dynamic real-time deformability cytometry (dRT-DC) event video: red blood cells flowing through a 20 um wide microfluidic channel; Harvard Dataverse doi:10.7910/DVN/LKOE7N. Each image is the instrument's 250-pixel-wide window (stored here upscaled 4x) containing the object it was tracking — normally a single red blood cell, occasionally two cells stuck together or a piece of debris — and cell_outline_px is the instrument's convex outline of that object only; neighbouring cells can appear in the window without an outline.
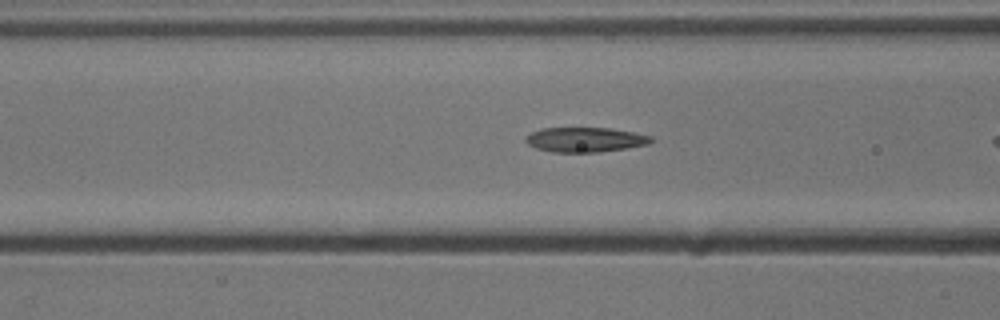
{"species": "common noctule bat (a hibernating species)", "species_latin": "Nyctalus noctula", "temperature_condition": "cold", "stored_images_in_passage": 33, "camera_frame_rate_fps": 3000, "um_per_image_px": 0.085, "animal": {"sex": "male", "body_mass_g": 13.3}, "frame": {"image": 1, "passage_image": 12, "time_ms": 3.667, "image_size_px": [1000, 320], "cell_outline_px": [[652, 140], [648, 144], [600, 152], [552, 152], [536, 148], [528, 144], [524, 140], [532, 132], [540, 128], [612, 128], [652, 136]], "centroid_in_image_um": [49.72, 11.87], "position_along_channel_um": 116.9, "area_um2": 17.92}}
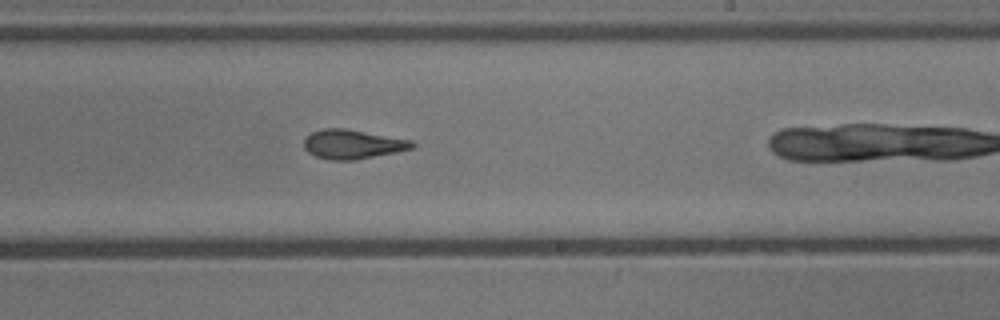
{"frame": {"image": 2, "passage_image": 23, "time_ms": 7.333, "image_size_px": [1000, 320], "cell_outline_px": [[416, 148], [396, 152], [352, 160], [328, 160], [316, 156], [308, 152], [304, 148], [304, 140], [312, 132], [324, 128], [344, 128], [412, 140], [416, 144]], "centroid_in_image_um": [29.99, 12.26], "position_along_channel_um": 259.0, "area_um2": 18.38}}
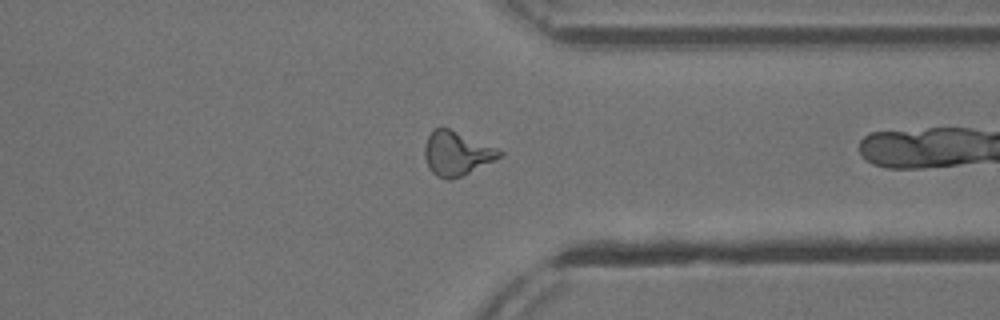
{"frame": {"image": 3, "passage_image": 32, "time_ms": 10.333, "image_size_px": [1000, 320], "cell_outline_px": [[504, 156], [452, 180], [444, 180], [436, 176], [428, 168], [424, 156], [424, 148], [428, 136], [432, 128], [448, 128], [496, 148], [504, 152]], "centroid_in_image_um": [38.79, 13.06], "position_along_channel_um": 372.6, "area_um2": 19.19}}